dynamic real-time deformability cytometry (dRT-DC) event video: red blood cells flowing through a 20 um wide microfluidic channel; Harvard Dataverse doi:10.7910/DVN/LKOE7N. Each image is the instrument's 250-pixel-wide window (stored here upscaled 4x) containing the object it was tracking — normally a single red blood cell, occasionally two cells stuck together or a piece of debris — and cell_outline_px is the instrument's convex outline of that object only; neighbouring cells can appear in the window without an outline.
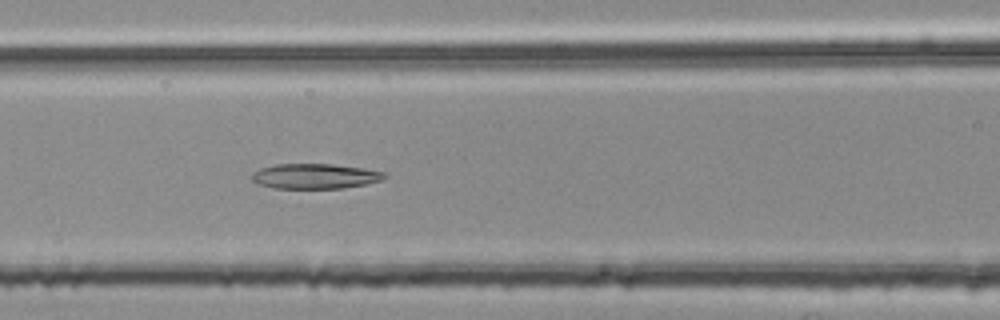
{"species": "common noctule bat (a hibernating species)", "species_latin": "Nyctalus noctula", "temperature_condition": "room temperature", "stored_images_in_passage": 44, "camera_frame_rate_fps": 3000, "um_per_image_px": 0.085, "animal": {"sex": "female", "body_mass_g": 25.1}, "frame": {"image": 1, "passage_image": 13, "time_ms": 4.0, "image_size_px": [1000, 320], "cell_outline_px": [[388, 176], [380, 180], [368, 184], [340, 188], [272, 188], [256, 184], [252, 180], [252, 172], [260, 168], [276, 164], [332, 164], [364, 168], [384, 172]], "centroid_in_image_um": [26.75, 14.97], "position_along_channel_um": 139.9, "area_um2": 19.48}}
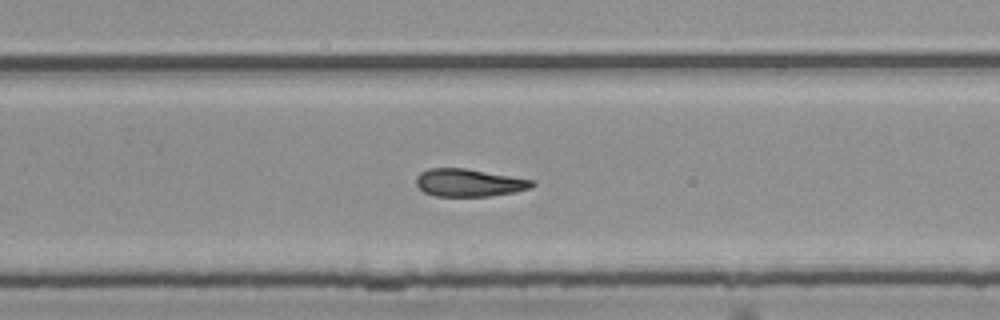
{"frame": {"image": 2, "passage_image": 25, "time_ms": 8.0, "image_size_px": [1000, 320], "cell_outline_px": [[536, 184], [532, 188], [516, 192], [488, 196], [436, 196], [424, 192], [416, 184], [416, 176], [420, 172], [428, 168], [464, 168], [536, 180]], "centroid_in_image_um": [39.9, 15.53], "position_along_channel_um": 289.9, "area_um2": 18.84}}
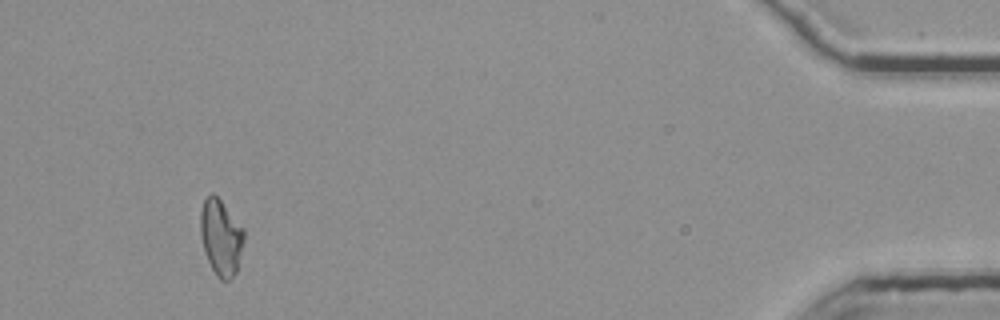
{"frame": {"image": 3, "passage_image": 41, "time_ms": 13.333, "image_size_px": [1000, 320], "cell_outline_px": [[244, 240], [236, 272], [228, 280], [220, 280], [216, 276], [204, 252], [200, 236], [200, 212], [204, 200], [212, 192], [220, 200], [244, 228]], "centroid_in_image_um": [18.76, 20.17], "position_along_channel_um": 416.4, "area_um2": 19.19}}